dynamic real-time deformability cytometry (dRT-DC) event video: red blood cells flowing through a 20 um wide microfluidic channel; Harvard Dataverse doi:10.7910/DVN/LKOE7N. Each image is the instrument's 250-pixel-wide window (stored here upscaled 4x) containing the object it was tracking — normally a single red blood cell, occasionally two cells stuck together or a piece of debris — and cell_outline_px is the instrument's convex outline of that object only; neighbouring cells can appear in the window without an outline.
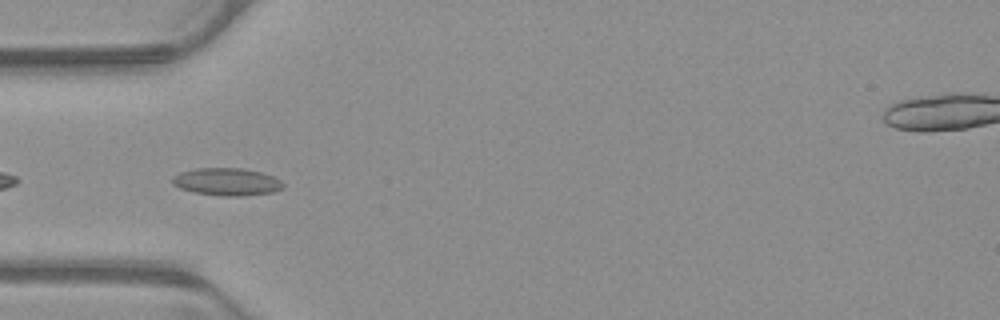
{"species": "common noctule bat (a hibernating species)", "species_latin": "Nyctalus noctula", "temperature_condition": "warm", "stored_images_in_passage": 24, "camera_frame_rate_fps": 3000, "um_per_image_px": 0.085, "animal": {"sex": "male", "body_mass_g": 23.1, "forearm_length_mm": 52.7}, "frame": {"image": 1, "passage_image": 2, "time_ms": 0.333, "image_size_px": [1000, 320], "cell_outline_px": [[284, 188], [272, 192], [244, 196], [224, 196], [192, 192], [180, 188], [172, 184], [172, 176], [180, 172], [196, 168], [244, 168], [260, 172], [272, 176], [280, 180], [284, 184]], "centroid_in_image_um": [19.26, 15.45], "position_along_channel_um": 65.7, "area_um2": 17.86}}
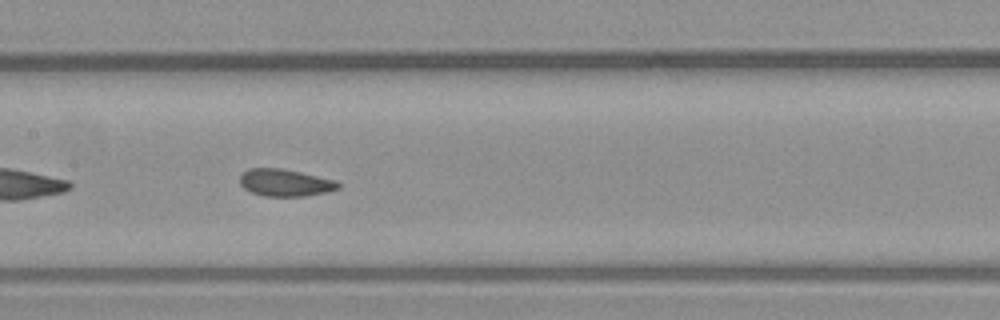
{"frame": {"image": 2, "passage_image": 11, "time_ms": 3.333, "image_size_px": [1000, 320], "cell_outline_px": [[340, 188], [328, 192], [304, 196], [264, 196], [252, 192], [244, 188], [240, 184], [240, 176], [248, 168], [280, 168], [300, 172], [336, 180], [340, 184]], "centroid_in_image_um": [24.25, 15.53], "position_along_channel_um": 183.1, "area_um2": 15.55}}
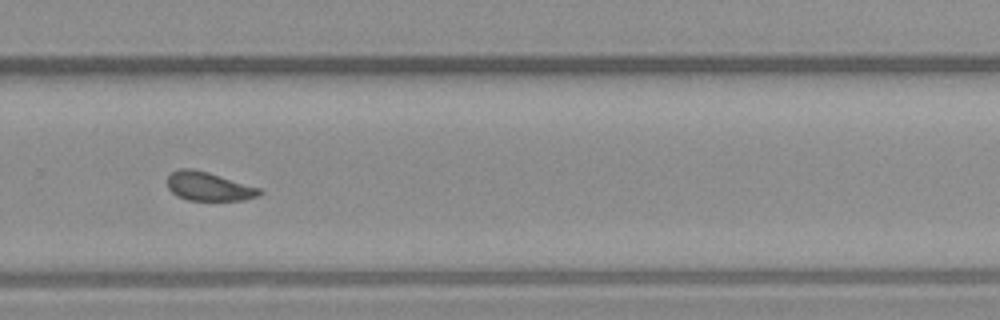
{"frame": {"image": 3, "passage_image": 21, "time_ms": 6.667, "image_size_px": [1000, 320], "cell_outline_px": [[264, 192], [260, 196], [244, 200], [188, 200], [176, 196], [168, 188], [168, 176], [172, 172], [180, 168], [192, 168], [208, 172], [264, 188]], "centroid_in_image_um": [17.81, 15.84], "position_along_channel_um": 312.0, "area_um2": 15.78}}